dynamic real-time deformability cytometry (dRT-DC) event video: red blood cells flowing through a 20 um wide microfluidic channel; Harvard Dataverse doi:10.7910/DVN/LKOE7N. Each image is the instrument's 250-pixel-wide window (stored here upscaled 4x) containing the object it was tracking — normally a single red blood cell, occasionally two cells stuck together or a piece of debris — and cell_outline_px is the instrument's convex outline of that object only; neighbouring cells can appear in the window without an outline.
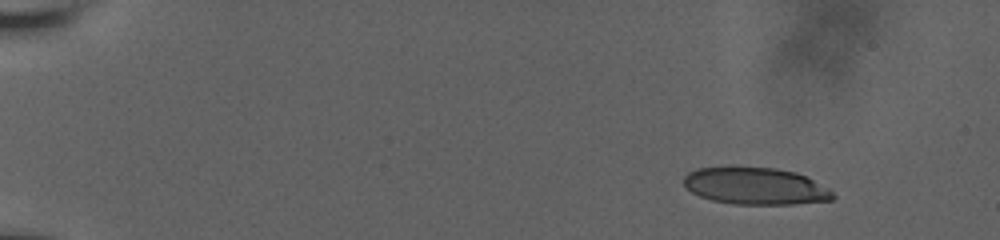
{"species": "human", "species_latin": "Homo sapiens", "temperature_condition": "room temperature", "stored_images_in_passage": 51, "camera_frame_rate_fps": 3000, "um_per_image_px": 0.085, "donor": {"sex": "male"}, "frame": {"image": 1, "passage_image": 1, "time_ms": 0.0, "image_size_px": [1000, 240], "cell_outline_px": [[836, 196], [832, 200], [792, 204], [736, 204], [712, 200], [700, 196], [692, 192], [684, 184], [684, 176], [688, 172], [696, 168], [728, 164], [736, 164], [776, 168], [796, 172], [828, 188]], "centroid_in_image_um": [64.15, 15.76], "position_along_channel_um": 20.9, "area_um2": 32.95}}
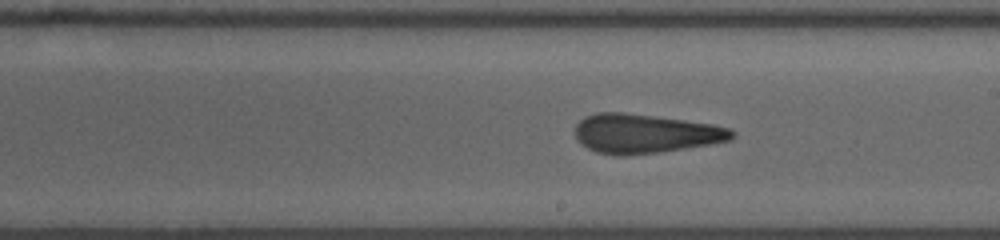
{"frame": {"image": 2, "passage_image": 29, "time_ms": 9.333, "image_size_px": [1000, 240], "cell_outline_px": [[736, 136], [732, 140], [712, 144], [660, 152], [620, 156], [616, 156], [596, 152], [580, 144], [576, 140], [576, 124], [584, 116], [596, 112], [624, 112], [684, 120], [712, 124], [728, 128], [736, 132]], "centroid_in_image_um": [54.82, 11.36], "position_along_channel_um": 234.2, "area_um2": 36.07}}
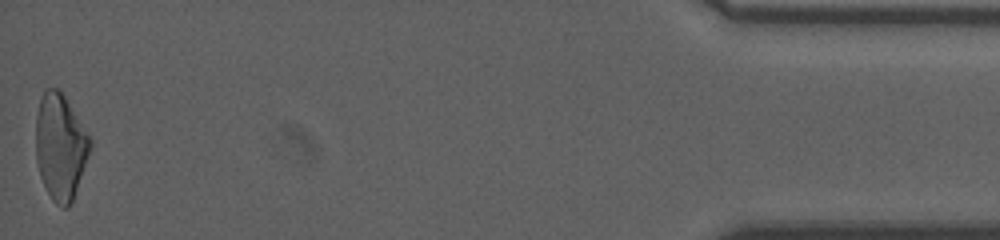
{"frame": {"image": 3, "passage_image": 51, "time_ms": 16.667, "image_size_px": [1000, 240], "cell_outline_px": [[92, 144], [72, 204], [68, 208], [64, 208], [56, 204], [52, 200], [40, 176], [36, 160], [36, 116], [40, 96], [44, 88], [60, 88], [92, 140]], "centroid_in_image_um": [5.12, 12.45], "position_along_channel_um": 430.1, "area_um2": 33.76}, "authors_computed_cell_mechanics": {"area_um2": 34.8534, "velocity_mm_per_s": 3.7961, "shape_relaxation_time_tau1_ms": null, "shape_relaxation_time_tau2_ms": 2.6711, "deformation_change_tau1": null, "deformation_change_tau2": 0.1388}}